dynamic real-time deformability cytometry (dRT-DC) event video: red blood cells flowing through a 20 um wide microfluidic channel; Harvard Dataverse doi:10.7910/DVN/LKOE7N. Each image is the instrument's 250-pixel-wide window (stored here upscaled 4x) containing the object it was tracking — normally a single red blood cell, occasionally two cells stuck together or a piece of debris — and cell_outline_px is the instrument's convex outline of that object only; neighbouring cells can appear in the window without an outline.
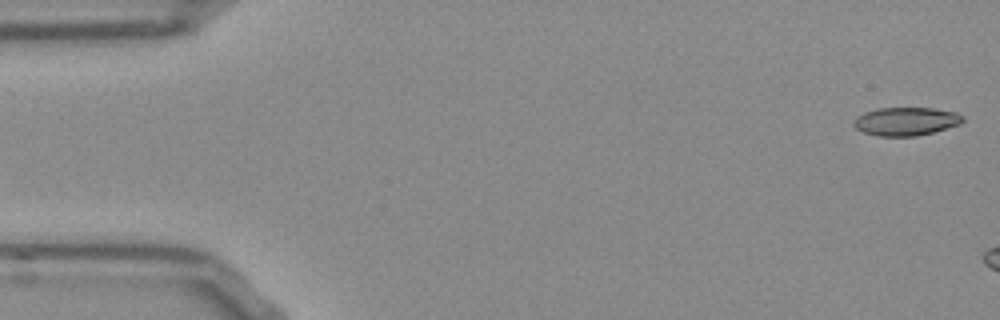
{"species": "Egyptian fruit bat (a non-hibernating species)", "species_latin": "Rousettus aegyptiacus", "temperature_condition": "room temperature", "stored_images_in_passage": 7, "camera_frame_rate_fps": 3000, "um_per_image_px": 0.085, "frame": {"image": 1, "passage_image": 1, "time_ms": 0.0, "image_size_px": [1000, 320], "cell_outline_px": [[964, 120], [960, 124], [932, 132], [916, 136], [876, 136], [864, 132], [856, 128], [852, 124], [852, 120], [856, 116], [864, 112], [880, 108], [932, 108], [956, 112], [964, 116]], "centroid_in_image_um": [76.98, 10.31], "position_along_channel_um": 8.0, "area_um2": 18.03}}